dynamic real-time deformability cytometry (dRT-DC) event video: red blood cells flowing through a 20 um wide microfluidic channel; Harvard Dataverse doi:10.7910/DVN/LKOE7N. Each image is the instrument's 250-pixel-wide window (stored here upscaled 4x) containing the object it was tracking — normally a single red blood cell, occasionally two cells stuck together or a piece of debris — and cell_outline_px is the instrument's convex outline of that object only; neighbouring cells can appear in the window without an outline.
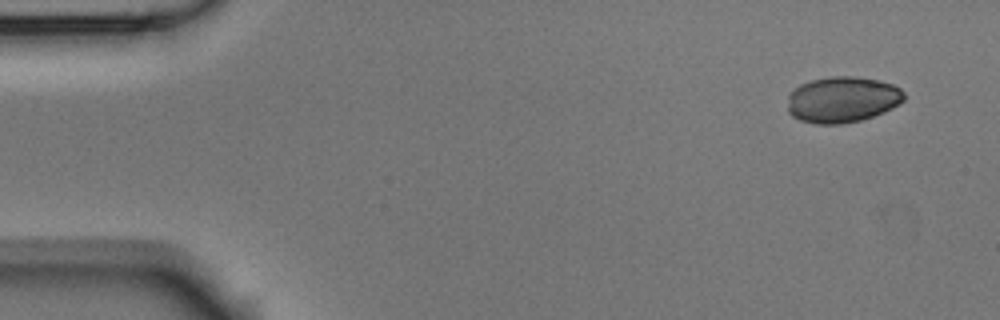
{"species": "Egyptian fruit bat (a non-hibernating species)", "species_latin": "Rousettus aegyptiacus", "temperature_condition": "room temperature", "stored_images_in_passage": 4, "camera_frame_rate_fps": 3000, "um_per_image_px": 0.085, "animal": {"sex": "male"}, "frame": {"image": 1, "passage_image": 1, "time_ms": 0.0, "image_size_px": [1000, 320], "cell_outline_px": [[904, 100], [900, 104], [884, 112], [860, 120], [840, 124], [816, 124], [800, 120], [792, 116], [788, 112], [788, 96], [800, 84], [812, 80], [832, 76], [856, 76], [880, 80], [892, 84], [900, 88], [904, 92]], "centroid_in_image_um": [71.62, 8.46], "position_along_channel_um": 13.4, "area_um2": 31.33}}
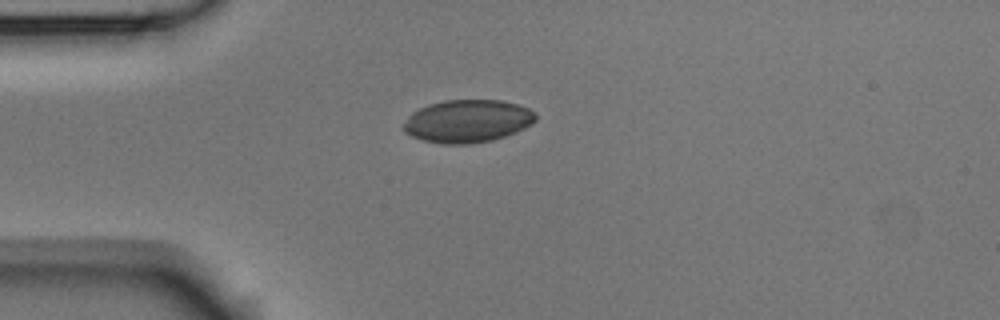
{"frame": {"image": 2, "passage_image": 4, "time_ms": 1.0, "image_size_px": [1000, 320], "cell_outline_px": [[536, 120], [532, 124], [516, 132], [492, 140], [468, 144], [440, 144], [424, 140], [412, 136], [404, 132], [404, 124], [408, 116], [412, 112], [428, 104], [444, 100], [500, 100], [516, 104], [528, 108], [536, 116]], "centroid_in_image_um": [39.73, 10.29], "position_along_channel_um": 45.3, "area_um2": 32.83}}